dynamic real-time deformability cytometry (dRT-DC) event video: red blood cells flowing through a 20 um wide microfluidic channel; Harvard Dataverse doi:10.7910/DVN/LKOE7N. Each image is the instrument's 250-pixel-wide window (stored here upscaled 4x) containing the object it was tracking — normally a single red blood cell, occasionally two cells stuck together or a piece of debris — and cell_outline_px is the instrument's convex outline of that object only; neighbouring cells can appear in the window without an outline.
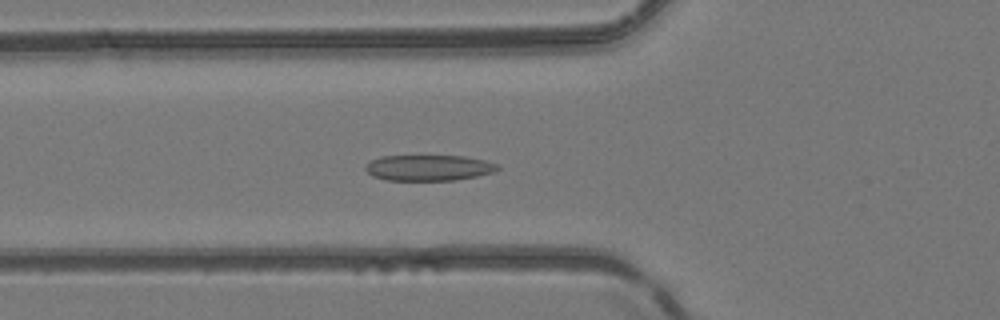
{"species": "common noctule bat (a hibernating species)", "species_latin": "Nyctalus noctula", "temperature_condition": "room temperature", "stored_images_in_passage": 46, "camera_frame_rate_fps": 3000, "um_per_image_px": 0.085, "animal": {"sex": "female", "body_mass_g": 24.6, "forearm_length_mm": 56.2}, "frame": {"image": 1, "passage_image": 18, "time_ms": 5.667, "image_size_px": [1000, 320], "cell_outline_px": [[500, 168], [492, 172], [476, 176], [456, 180], [384, 180], [372, 176], [364, 168], [364, 164], [380, 156], [464, 156], [484, 160], [496, 164]], "centroid_in_image_um": [36.38, 14.26], "position_along_channel_um": 89.4, "area_um2": 19.83}}
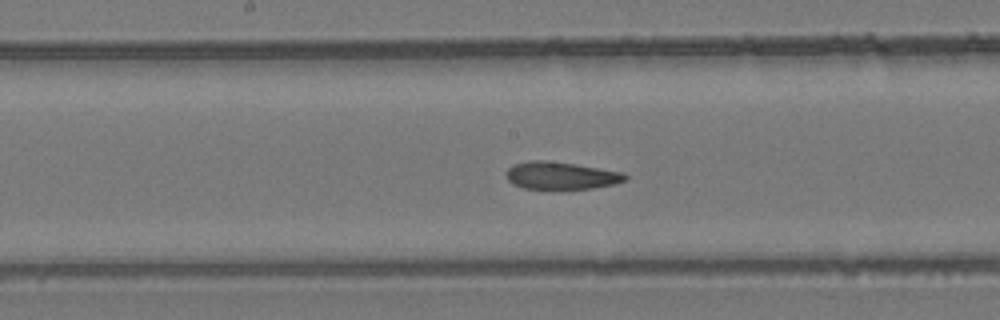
{"frame": {"image": 2, "passage_image": 26, "time_ms": 8.333, "image_size_px": [1000, 320], "cell_outline_px": [[628, 180], [616, 184], [592, 188], [524, 188], [512, 184], [508, 180], [504, 172], [512, 164], [528, 160], [544, 160], [576, 164], [620, 172], [628, 176]], "centroid_in_image_um": [47.65, 14.91], "position_along_channel_um": 200.6, "area_um2": 19.02}}
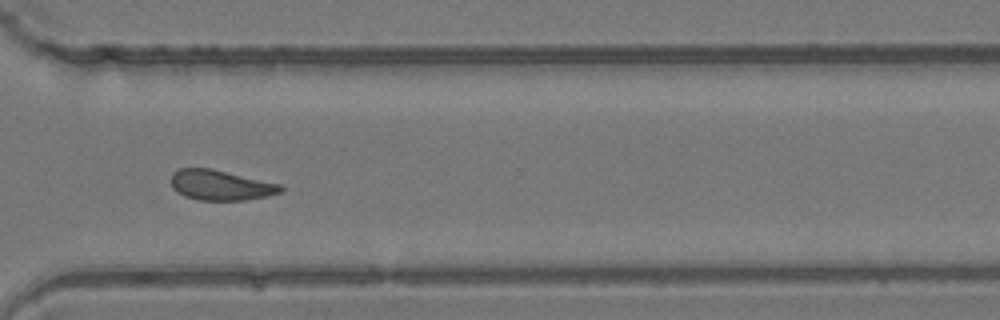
{"frame": {"image": 3, "passage_image": 37, "time_ms": 12.0, "image_size_px": [1000, 320], "cell_outline_px": [[284, 188], [280, 192], [268, 196], [244, 200], [200, 200], [184, 196], [176, 192], [172, 188], [172, 172], [180, 168], [212, 168], [284, 184]], "centroid_in_image_um": [18.79, 15.73], "position_along_channel_um": 351.8, "area_um2": 19.59}, "authors_computed_cell_mechanics": {"area_um2": 20.6346, "velocity_mm_per_s": 4.1393, "shape_relaxation_time_tau1_ms": null, "shape_relaxation_time_tau2_ms": 1.9282, "deformation_change_tau1": null, "deformation_change_tau2": 0.0888}}